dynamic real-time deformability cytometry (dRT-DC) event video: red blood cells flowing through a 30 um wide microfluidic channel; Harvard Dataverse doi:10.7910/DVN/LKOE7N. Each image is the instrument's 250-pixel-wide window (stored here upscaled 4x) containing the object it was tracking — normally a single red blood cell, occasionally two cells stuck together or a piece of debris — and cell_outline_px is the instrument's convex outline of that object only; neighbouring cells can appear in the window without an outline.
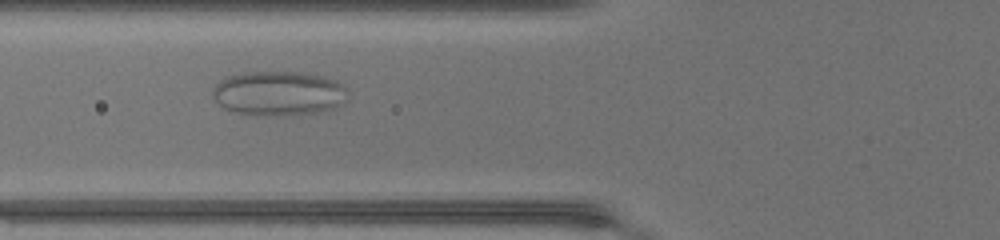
{"species": "common noctule bat (a hibernating species)", "species_latin": "Nyctalus noctula", "temperature_condition": "warm", "stored_images_in_passage": 43, "camera_frame_rate_fps": 3000, "um_per_image_px": 0.085, "animal": {"sex": "female", "body_mass_g": 17.0, "forearm_length_mm": 48.0}, "frame": {"image": 1, "passage_image": 14, "time_ms": 4.333, "image_size_px": [1000, 240], "cell_outline_px": [[348, 92], [332, 108], [316, 112], [280, 116], [276, 116], [236, 112], [224, 108], [212, 96], [212, 88], [220, 80], [228, 76], [240, 72], [300, 72], [320, 76], [336, 80], [344, 84], [348, 88]], "centroid_in_image_um": [23.63, 7.91], "position_along_channel_um": 102.2, "area_um2": 34.68}}
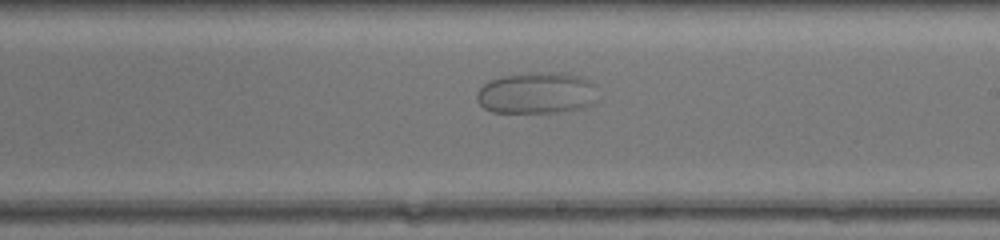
{"frame": {"image": 2, "passage_image": 24, "time_ms": 7.667, "image_size_px": [1000, 240], "cell_outline_px": [[596, 100], [580, 108], [556, 112], [492, 112], [484, 108], [476, 100], [476, 96], [480, 88], [488, 80], [500, 76], [544, 72], [556, 72], [576, 76], [588, 80], [592, 84]], "centroid_in_image_um": [45.54, 7.91], "position_along_channel_um": 243.5, "area_um2": 28.73}}
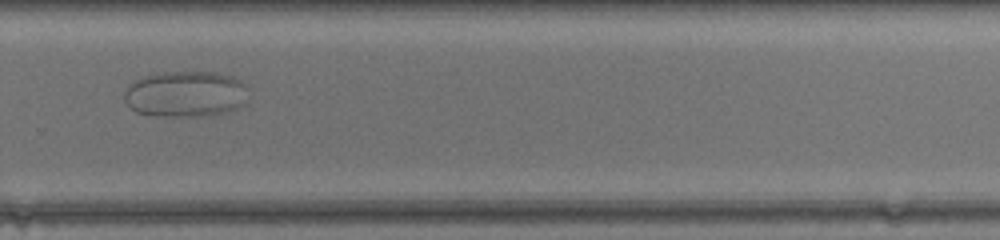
{"frame": {"image": 3, "passage_image": 29, "time_ms": 9.333, "image_size_px": [1000, 240], "cell_outline_px": [[240, 104], [236, 108], [224, 112], [204, 116], [152, 116], [136, 112], [124, 100], [124, 92], [140, 76], [164, 72], [212, 72], [232, 76], [240, 80]], "centroid_in_image_um": [15.62, 7.99], "position_along_channel_um": 314.2, "area_um2": 32.31}}